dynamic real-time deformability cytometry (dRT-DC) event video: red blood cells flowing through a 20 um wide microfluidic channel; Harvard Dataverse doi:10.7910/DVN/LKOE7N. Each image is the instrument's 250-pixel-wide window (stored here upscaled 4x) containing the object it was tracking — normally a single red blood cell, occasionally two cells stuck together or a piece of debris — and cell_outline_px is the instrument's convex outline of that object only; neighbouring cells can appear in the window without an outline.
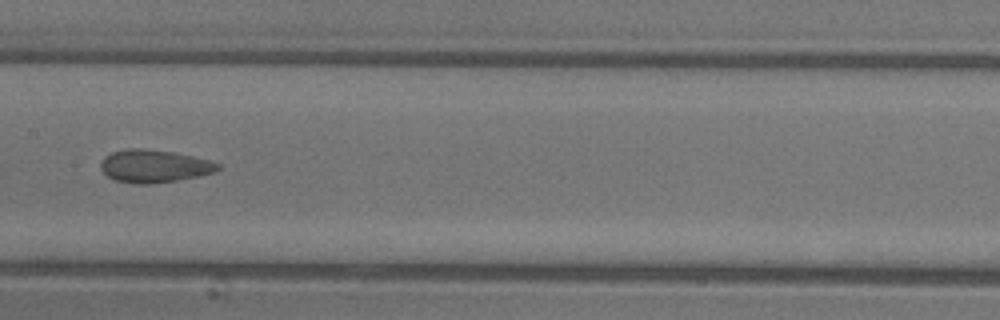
{"species": "common noctule bat (a hibernating species)", "species_latin": "Nyctalus noctula", "temperature_condition": "warm", "stored_images_in_passage": 32, "camera_frame_rate_fps": 3000, "um_per_image_px": 0.085, "animal": {"sex": "female"}, "frame": {"image": 1, "passage_image": 10, "time_ms": 3.0, "image_size_px": [1000, 320], "cell_outline_px": [[220, 168], [216, 172], [176, 180], [148, 184], [136, 184], [112, 180], [100, 168], [100, 164], [104, 156], [112, 152], [128, 148], [144, 148], [172, 152], [192, 156], [208, 160], [220, 164]], "centroid_in_image_um": [13.06, 14.12], "position_along_channel_um": 194.3, "area_um2": 22.31}}